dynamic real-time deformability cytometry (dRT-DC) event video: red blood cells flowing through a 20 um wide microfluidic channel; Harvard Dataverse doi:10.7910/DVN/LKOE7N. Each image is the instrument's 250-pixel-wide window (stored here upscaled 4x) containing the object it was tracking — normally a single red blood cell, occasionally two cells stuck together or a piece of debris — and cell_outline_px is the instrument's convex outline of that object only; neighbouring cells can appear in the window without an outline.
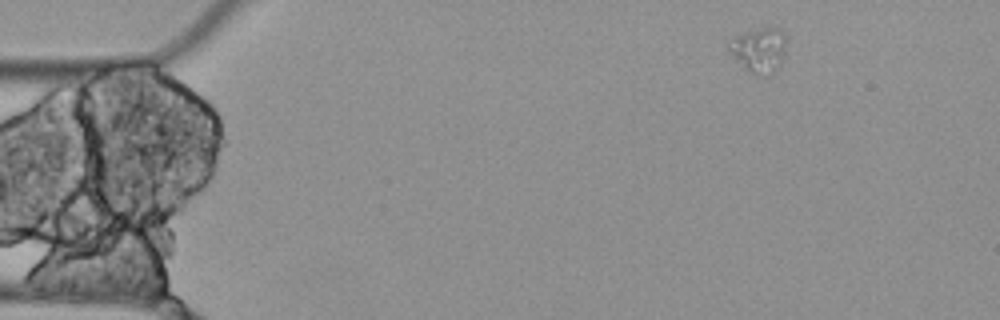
{"species": "Egyptian fruit bat (a non-hibernating species)", "species_latin": "Rousettus aegyptiacus", "temperature_condition": "cold", "stored_images_in_passage": 5, "camera_frame_rate_fps": 3000, "um_per_image_px": 0.085, "animal": {"sex": "female"}, "frame": {"image": 1, "passage_image": 1, "time_ms": 0.0, "image_size_px": [1000, 320], "cell_outline_px": [[788, 36], [784, 56], [780, 64], [768, 76], [760, 76], [744, 68], [728, 52], [728, 40], [744, 32], [764, 28], [776, 28]], "centroid_in_image_um": [64.52, 4.24], "position_along_channel_um": 20.5, "area_um2": 15.09}}